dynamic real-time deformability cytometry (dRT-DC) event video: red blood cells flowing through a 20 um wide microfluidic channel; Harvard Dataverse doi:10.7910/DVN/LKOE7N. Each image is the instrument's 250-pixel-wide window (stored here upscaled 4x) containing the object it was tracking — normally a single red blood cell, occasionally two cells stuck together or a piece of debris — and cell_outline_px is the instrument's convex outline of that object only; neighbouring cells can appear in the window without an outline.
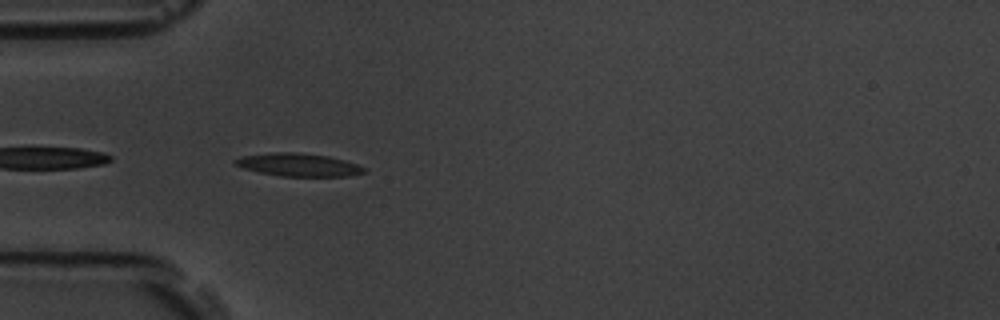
{"species": "common noctule bat (a hibernating species)", "species_latin": "Nyctalus noctula", "temperature_condition": "room temperature", "stored_images_in_passage": 40, "camera_frame_rate_fps": 3000, "um_per_image_px": 0.085, "animal": {"sex": "male", "body_mass_g": 19.5, "forearm_length_mm": 54.6}, "frame": {"image": 1, "passage_image": 2, "time_ms": 0.333, "image_size_px": [1000, 320], "cell_outline_px": [[368, 172], [348, 176], [280, 176], [260, 172], [244, 168], [232, 164], [232, 160], [244, 156], [272, 152], [296, 152], [328, 156], [344, 160], [356, 164], [364, 168]], "centroid_in_image_um": [25.36, 14.01], "position_along_channel_um": 59.6, "area_um2": 17.17}}
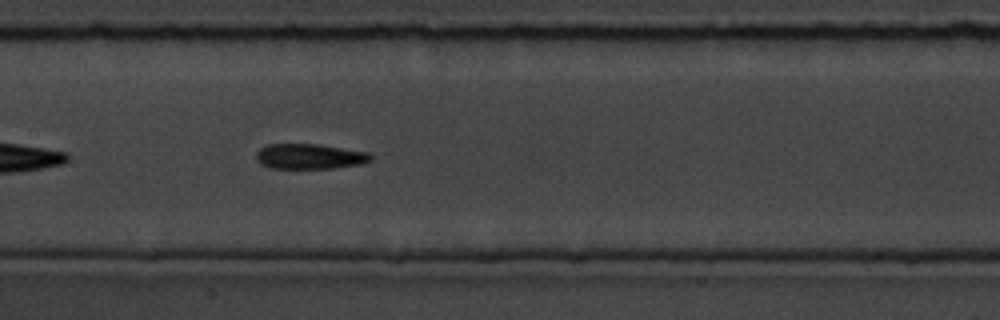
{"frame": {"image": 2, "passage_image": 12, "time_ms": 3.667, "image_size_px": [1000, 320], "cell_outline_px": [[372, 160], [360, 164], [332, 168], [268, 168], [260, 164], [256, 160], [256, 152], [260, 148], [268, 144], [316, 144], [368, 152], [372, 156]], "centroid_in_image_um": [26.27, 13.3], "position_along_channel_um": 181.1, "area_um2": 16.82}}
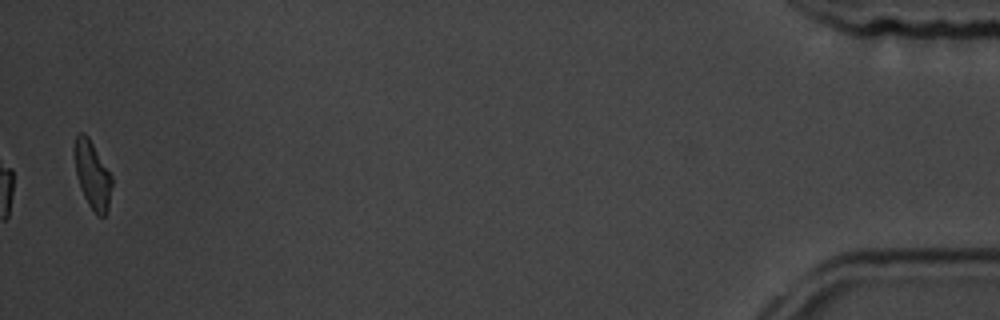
{"frame": {"image": 3, "passage_image": 39, "time_ms": 12.667, "image_size_px": [1000, 320], "cell_outline_px": [[112, 184], [108, 208], [104, 216], [96, 216], [88, 204], [80, 188], [76, 176], [72, 148], [76, 132], [84, 132], [88, 136], [112, 176]], "centroid_in_image_um": [7.81, 14.82], "position_along_channel_um": 427.4, "area_um2": 15.09}, "authors_computed_cell_mechanics": {"area_um2": 16.4152, "velocity_mm_per_s": 3.7493, "shape_relaxation_time_tau1_ms": 3.0004, "shape_relaxation_time_tau2_ms": 4.8458, "deformation_change_tau1": 0.146, "deformation_change_tau2": 0.1467}}